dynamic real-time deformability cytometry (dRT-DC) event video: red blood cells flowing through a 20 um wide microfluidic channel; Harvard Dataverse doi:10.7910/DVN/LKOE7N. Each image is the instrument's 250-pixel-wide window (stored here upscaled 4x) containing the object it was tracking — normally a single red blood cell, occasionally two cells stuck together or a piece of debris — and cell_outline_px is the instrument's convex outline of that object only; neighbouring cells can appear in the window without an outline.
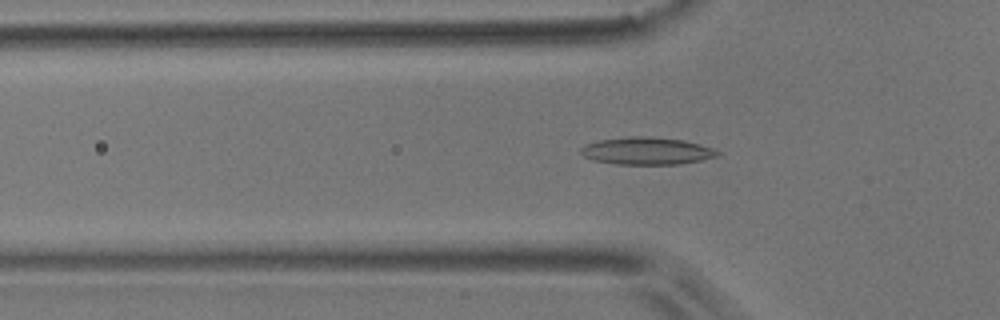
{"species": "common noctule bat (a hibernating species)", "species_latin": "Nyctalus noctula", "temperature_condition": "room temperature", "stored_images_in_passage": 47, "camera_frame_rate_fps": 3000, "um_per_image_px": 0.085, "animal": {"sex": "male", "body_mass_g": 17.9}, "frame": {"image": 1, "passage_image": 16, "time_ms": 5.0, "image_size_px": [1000, 320], "cell_outline_px": [[720, 156], [680, 164], [616, 164], [592, 160], [584, 156], [580, 152], [580, 148], [584, 144], [600, 140], [632, 136], [640, 136], [684, 140], [700, 144], [712, 148], [720, 152]], "centroid_in_image_um": [54.97, 12.83], "position_along_channel_um": 70.8, "area_um2": 21.73}}
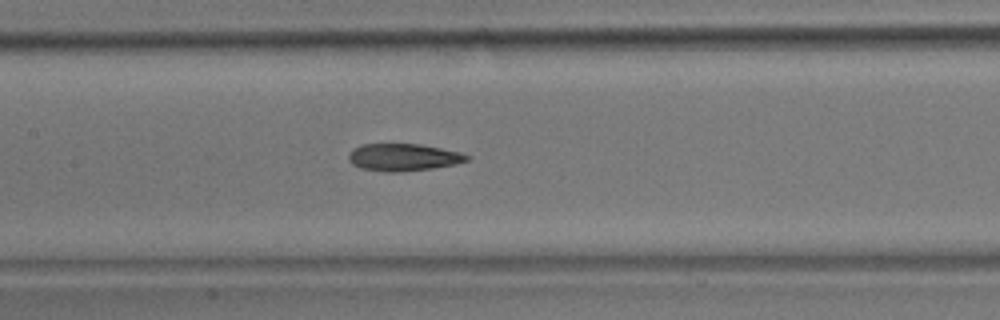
{"frame": {"image": 2, "passage_image": 24, "time_ms": 7.667, "image_size_px": [1000, 320], "cell_outline_px": [[472, 156], [468, 160], [456, 164], [432, 168], [400, 172], [384, 172], [360, 168], [352, 164], [348, 160], [348, 156], [352, 148], [360, 144], [420, 144], [460, 152]], "centroid_in_image_um": [34.26, 13.37], "position_along_channel_um": 173.1, "area_um2": 18.96}}
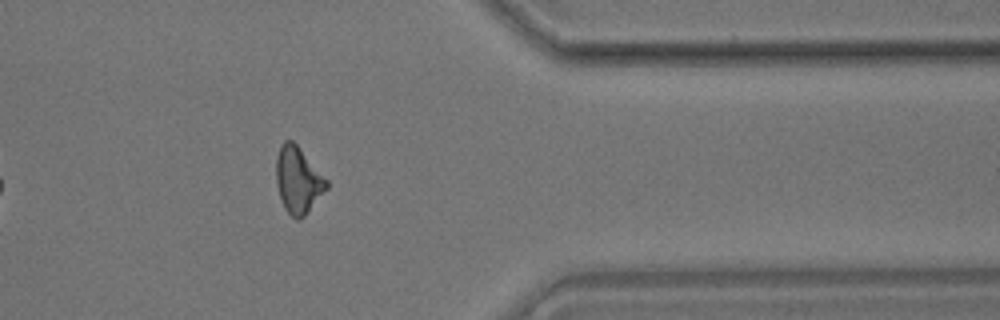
{"frame": {"image": 3, "passage_image": 42, "time_ms": 13.667, "image_size_px": [1000, 320], "cell_outline_px": [[328, 188], [304, 216], [300, 220], [296, 220], [284, 208], [276, 184], [276, 156], [280, 144], [284, 140], [292, 140], [296, 144], [328, 180]], "centroid_in_image_um": [25.32, 15.3], "position_along_channel_um": 386.1, "area_um2": 19.48}, "authors_computed_cell_mechanics": {"area_um2": 19.4786, "velocity_mm_per_s": 3.8024, "shape_relaxation_time_tau1_ms": 7.2478, "shape_relaxation_time_tau2_ms": 3.4735, "deformation_change_tau1": 0.1876, "deformation_change_tau2": 0.1266}}